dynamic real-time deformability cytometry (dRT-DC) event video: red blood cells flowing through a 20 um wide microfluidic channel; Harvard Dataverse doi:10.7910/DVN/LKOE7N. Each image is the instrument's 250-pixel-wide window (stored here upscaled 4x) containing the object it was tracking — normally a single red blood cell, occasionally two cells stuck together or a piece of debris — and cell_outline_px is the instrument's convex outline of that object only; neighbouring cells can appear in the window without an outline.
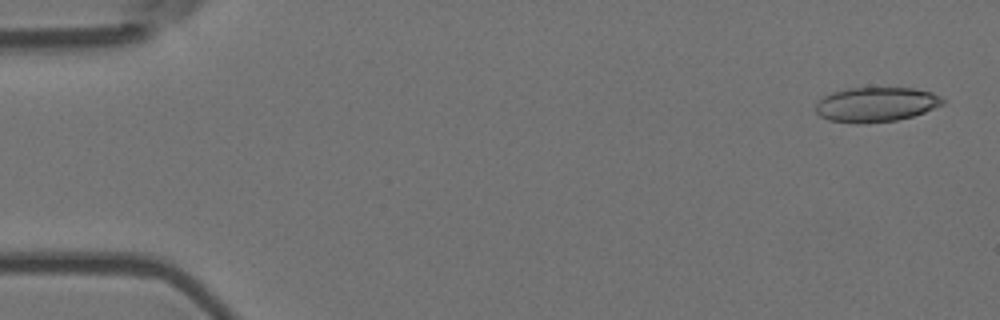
{"species": "Egyptian fruit bat (a non-hibernating species)", "species_latin": "Rousettus aegyptiacus", "temperature_condition": "room temperature", "stored_images_in_passage": 11, "camera_frame_rate_fps": 3000, "um_per_image_px": 0.085, "animal": {"sex": "female"}, "frame": {"image": 1, "passage_image": 2, "time_ms": 0.333, "image_size_px": [1000, 320], "cell_outline_px": [[944, 104], [924, 112], [912, 116], [896, 120], [864, 124], [856, 124], [828, 120], [820, 116], [816, 112], [816, 104], [824, 96], [832, 92], [848, 88], [912, 88], [932, 92], [940, 96], [944, 100]], "centroid_in_image_um": [74.45, 8.89], "position_along_channel_um": 10.5, "area_um2": 25.72}}